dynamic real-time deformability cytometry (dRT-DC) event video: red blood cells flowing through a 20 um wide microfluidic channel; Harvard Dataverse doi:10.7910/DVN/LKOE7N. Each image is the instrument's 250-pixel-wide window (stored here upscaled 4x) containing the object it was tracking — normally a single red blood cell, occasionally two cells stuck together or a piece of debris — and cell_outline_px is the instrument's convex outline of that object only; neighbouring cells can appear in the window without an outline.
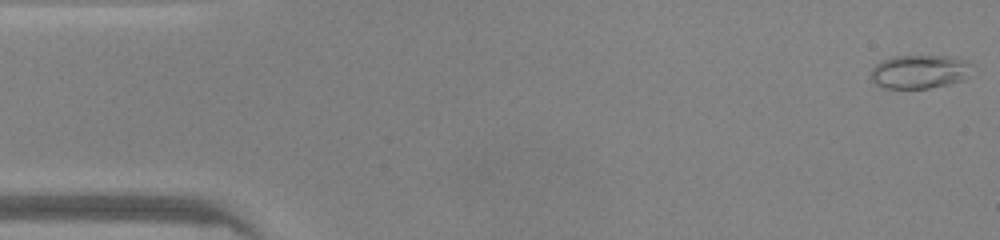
{"species": "common noctule bat (a hibernating species)", "species_latin": "Nyctalus noctula", "temperature_condition": "warm", "stored_images_in_passage": 47, "camera_frame_rate_fps": 3000, "um_per_image_px": 0.085, "animal": {"sex": "male", "body_mass_g": 20.0, "forearm_length_mm": 53.3}, "frame": {"image": 1, "passage_image": 1, "time_ms": 0.0, "image_size_px": [1000, 240], "cell_outline_px": [[972, 64], [968, 76], [964, 80], [948, 84], [928, 88], [884, 88], [876, 84], [872, 80], [872, 68], [880, 60], [892, 56], [952, 56], [964, 60]], "centroid_in_image_um": [78.16, 6.08], "position_along_channel_um": 6.8, "area_um2": 19.88}}
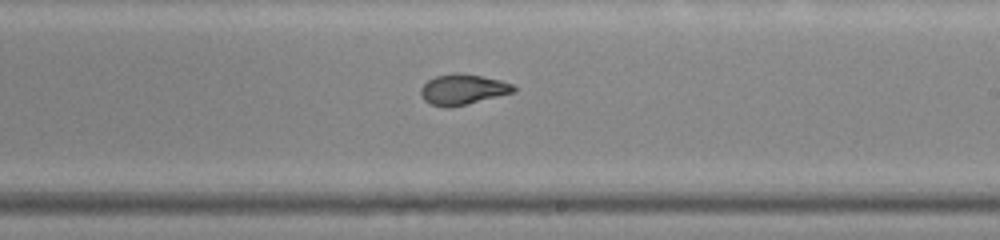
{"frame": {"image": 2, "passage_image": 27, "time_ms": 8.667, "image_size_px": [1000, 240], "cell_outline_px": [[516, 92], [468, 104], [448, 108], [444, 108], [432, 104], [424, 100], [420, 92], [420, 88], [428, 80], [436, 76], [452, 72], [456, 72], [480, 76], [500, 80], [512, 84], [516, 88]], "centroid_in_image_um": [39.34, 7.61], "position_along_channel_um": 249.7, "area_um2": 16.59}}
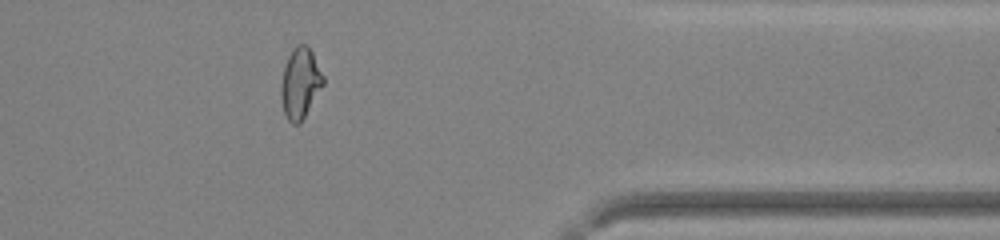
{"frame": {"image": 3, "passage_image": 38, "time_ms": 12.333, "image_size_px": [1000, 240], "cell_outline_px": [[324, 84], [300, 124], [292, 124], [288, 120], [284, 112], [280, 96], [280, 84], [284, 64], [292, 48], [296, 44], [308, 44], [324, 76]], "centroid_in_image_um": [25.5, 7.05], "position_along_channel_um": 385.9, "area_um2": 17.63}, "authors_computed_cell_mechanics": {"area_um2": 17.629, "velocity_mm_per_s": 4.2827, "shape_relaxation_time_tau1_ms": null, "shape_relaxation_time_tau2_ms": 0.7297, "deformation_change_tau1": null, "deformation_change_tau2": 0.0582}}